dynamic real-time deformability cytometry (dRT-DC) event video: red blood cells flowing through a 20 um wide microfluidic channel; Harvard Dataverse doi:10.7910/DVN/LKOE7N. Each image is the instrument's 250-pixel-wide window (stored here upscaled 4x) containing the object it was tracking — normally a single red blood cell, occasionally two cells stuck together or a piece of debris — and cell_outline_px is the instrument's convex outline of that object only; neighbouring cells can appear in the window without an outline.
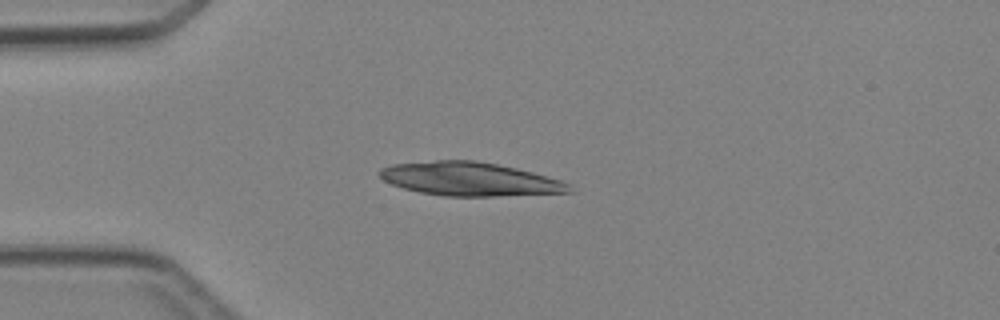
{"species": "Egyptian fruit bat (a non-hibernating species)", "species_latin": "Rousettus aegyptiacus", "temperature_condition": "cold", "stored_images_in_passage": 4, "camera_frame_rate_fps": 3000, "um_per_image_px": 0.085, "animal": {"sex": "female"}, "frame": {"image": 1, "passage_image": 4, "time_ms": 3.667, "image_size_px": [1000, 320], "cell_outline_px": [[576, 192], [496, 196], [444, 196], [420, 192], [404, 188], [392, 184], [384, 180], [376, 172], [380, 168], [392, 164], [436, 160], [476, 160], [516, 168], [532, 172], [560, 180], [572, 184]], "centroid_in_image_um": [39.95, 15.22], "position_along_channel_um": 45.0, "area_um2": 37.28}}